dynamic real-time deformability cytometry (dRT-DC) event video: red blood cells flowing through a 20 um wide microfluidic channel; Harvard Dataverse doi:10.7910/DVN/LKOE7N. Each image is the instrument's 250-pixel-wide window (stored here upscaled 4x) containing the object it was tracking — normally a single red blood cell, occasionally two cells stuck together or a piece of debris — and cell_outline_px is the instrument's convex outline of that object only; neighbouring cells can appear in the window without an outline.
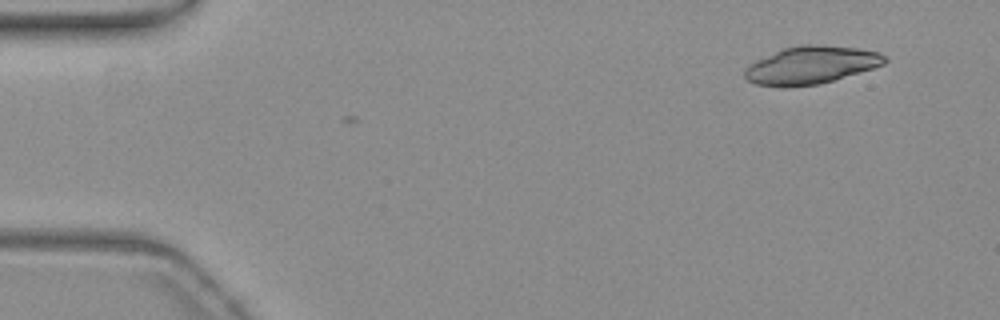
{"species": "common noctule bat (a hibernating species)", "species_latin": "Nyctalus noctula", "temperature_condition": "warm", "stored_images_in_passage": 2, "camera_frame_rate_fps": 3000, "um_per_image_px": 0.085, "animal": {"sex": "female", "body_mass_g": 19.3, "forearm_length_mm": 54.1}, "frame": {"image": 1, "passage_image": 2, "time_ms": 0.333, "image_size_px": [1000, 320], "cell_outline_px": [[888, 60], [884, 64], [872, 68], [820, 84], [788, 88], [780, 88], [756, 84], [748, 80], [744, 76], [744, 68], [756, 60], [784, 48], [800, 44], [820, 44], [856, 48], [880, 52], [888, 56]], "centroid_in_image_um": [68.93, 5.54], "position_along_channel_um": 16.1, "area_um2": 31.04}}